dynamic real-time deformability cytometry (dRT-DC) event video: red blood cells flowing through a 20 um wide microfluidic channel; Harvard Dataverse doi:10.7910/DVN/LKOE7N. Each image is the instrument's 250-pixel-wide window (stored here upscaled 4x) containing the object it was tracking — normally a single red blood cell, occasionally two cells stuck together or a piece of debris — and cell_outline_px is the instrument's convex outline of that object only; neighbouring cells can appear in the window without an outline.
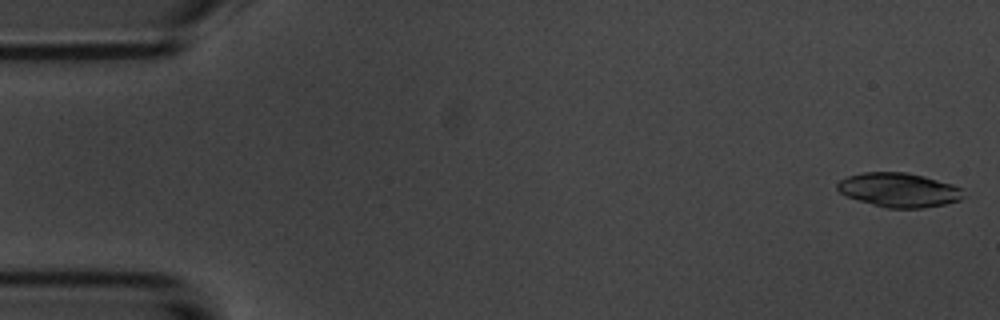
{"species": "common noctule bat (a hibernating species)", "species_latin": "Nyctalus noctula", "temperature_condition": "room temperature", "stored_images_in_passage": 5, "camera_frame_rate_fps": 3000, "um_per_image_px": 0.085, "animal": {"sex": "male", "body_mass_g": 20.1, "forearm_length_mm": 53.5}, "frame": {"image": 1, "passage_image": 1, "time_ms": 0.0, "image_size_px": [1000, 320], "cell_outline_px": [[964, 196], [960, 200], [944, 204], [924, 208], [888, 208], [872, 204], [848, 196], [840, 192], [836, 188], [836, 184], [840, 180], [848, 176], [864, 172], [908, 172], [924, 176], [952, 184], [960, 188]], "centroid_in_image_um": [76.41, 16.14], "position_along_channel_um": 8.6, "area_um2": 24.97}}